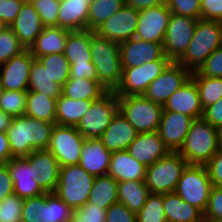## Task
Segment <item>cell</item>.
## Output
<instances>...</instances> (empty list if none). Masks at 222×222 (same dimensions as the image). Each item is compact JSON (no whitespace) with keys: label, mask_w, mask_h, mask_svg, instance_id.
<instances>
[{"label":"cell","mask_w":222,"mask_h":222,"mask_svg":"<svg viewBox=\"0 0 222 222\" xmlns=\"http://www.w3.org/2000/svg\"><path fill=\"white\" fill-rule=\"evenodd\" d=\"M54 123L26 115L12 117L6 131L12 157H26L34 150H47Z\"/></svg>","instance_id":"obj_1"},{"label":"cell","mask_w":222,"mask_h":222,"mask_svg":"<svg viewBox=\"0 0 222 222\" xmlns=\"http://www.w3.org/2000/svg\"><path fill=\"white\" fill-rule=\"evenodd\" d=\"M219 149V129L201 117L193 120L178 152L188 165H205Z\"/></svg>","instance_id":"obj_2"},{"label":"cell","mask_w":222,"mask_h":222,"mask_svg":"<svg viewBox=\"0 0 222 222\" xmlns=\"http://www.w3.org/2000/svg\"><path fill=\"white\" fill-rule=\"evenodd\" d=\"M221 45L222 22L198 19L192 40L177 63L191 73L198 71L207 57Z\"/></svg>","instance_id":"obj_3"},{"label":"cell","mask_w":222,"mask_h":222,"mask_svg":"<svg viewBox=\"0 0 222 222\" xmlns=\"http://www.w3.org/2000/svg\"><path fill=\"white\" fill-rule=\"evenodd\" d=\"M91 57L99 83L107 91H115L122 78V62L119 43L99 36L92 31Z\"/></svg>","instance_id":"obj_4"},{"label":"cell","mask_w":222,"mask_h":222,"mask_svg":"<svg viewBox=\"0 0 222 222\" xmlns=\"http://www.w3.org/2000/svg\"><path fill=\"white\" fill-rule=\"evenodd\" d=\"M188 162L179 152H169L146 167L145 184L149 193L175 192L178 181Z\"/></svg>","instance_id":"obj_5"},{"label":"cell","mask_w":222,"mask_h":222,"mask_svg":"<svg viewBox=\"0 0 222 222\" xmlns=\"http://www.w3.org/2000/svg\"><path fill=\"white\" fill-rule=\"evenodd\" d=\"M94 180L79 164L60 167L54 193L75 211L88 202Z\"/></svg>","instance_id":"obj_6"},{"label":"cell","mask_w":222,"mask_h":222,"mask_svg":"<svg viewBox=\"0 0 222 222\" xmlns=\"http://www.w3.org/2000/svg\"><path fill=\"white\" fill-rule=\"evenodd\" d=\"M118 98V110L135 128L138 134L158 131L163 106L144 95Z\"/></svg>","instance_id":"obj_7"},{"label":"cell","mask_w":222,"mask_h":222,"mask_svg":"<svg viewBox=\"0 0 222 222\" xmlns=\"http://www.w3.org/2000/svg\"><path fill=\"white\" fill-rule=\"evenodd\" d=\"M91 30L71 31L65 44L64 55L70 63V77L98 81L91 57Z\"/></svg>","instance_id":"obj_8"},{"label":"cell","mask_w":222,"mask_h":222,"mask_svg":"<svg viewBox=\"0 0 222 222\" xmlns=\"http://www.w3.org/2000/svg\"><path fill=\"white\" fill-rule=\"evenodd\" d=\"M74 210L54 192L24 199L22 222H67Z\"/></svg>","instance_id":"obj_9"},{"label":"cell","mask_w":222,"mask_h":222,"mask_svg":"<svg viewBox=\"0 0 222 222\" xmlns=\"http://www.w3.org/2000/svg\"><path fill=\"white\" fill-rule=\"evenodd\" d=\"M118 111L116 93L107 91L99 99L92 102L89 110L76 126L77 131L85 139L100 138Z\"/></svg>","instance_id":"obj_10"},{"label":"cell","mask_w":222,"mask_h":222,"mask_svg":"<svg viewBox=\"0 0 222 222\" xmlns=\"http://www.w3.org/2000/svg\"><path fill=\"white\" fill-rule=\"evenodd\" d=\"M212 187L213 184L205 165H187L181 174L175 192L185 202L204 213Z\"/></svg>","instance_id":"obj_11"},{"label":"cell","mask_w":222,"mask_h":222,"mask_svg":"<svg viewBox=\"0 0 222 222\" xmlns=\"http://www.w3.org/2000/svg\"><path fill=\"white\" fill-rule=\"evenodd\" d=\"M85 138L76 127L54 124L47 148L57 159L60 167L79 163Z\"/></svg>","instance_id":"obj_12"},{"label":"cell","mask_w":222,"mask_h":222,"mask_svg":"<svg viewBox=\"0 0 222 222\" xmlns=\"http://www.w3.org/2000/svg\"><path fill=\"white\" fill-rule=\"evenodd\" d=\"M171 60L145 62L133 68H123L119 86L114 91L117 97L143 95L154 81L171 63Z\"/></svg>","instance_id":"obj_13"},{"label":"cell","mask_w":222,"mask_h":222,"mask_svg":"<svg viewBox=\"0 0 222 222\" xmlns=\"http://www.w3.org/2000/svg\"><path fill=\"white\" fill-rule=\"evenodd\" d=\"M198 19L171 13L163 40L165 55L177 62L192 40Z\"/></svg>","instance_id":"obj_14"},{"label":"cell","mask_w":222,"mask_h":222,"mask_svg":"<svg viewBox=\"0 0 222 222\" xmlns=\"http://www.w3.org/2000/svg\"><path fill=\"white\" fill-rule=\"evenodd\" d=\"M191 72L177 62H171L167 68L152 81L143 94L154 103L164 105L168 98L183 86L190 78Z\"/></svg>","instance_id":"obj_15"},{"label":"cell","mask_w":222,"mask_h":222,"mask_svg":"<svg viewBox=\"0 0 222 222\" xmlns=\"http://www.w3.org/2000/svg\"><path fill=\"white\" fill-rule=\"evenodd\" d=\"M138 17L139 10L125 4L95 32L103 38L120 44L135 36Z\"/></svg>","instance_id":"obj_16"},{"label":"cell","mask_w":222,"mask_h":222,"mask_svg":"<svg viewBox=\"0 0 222 222\" xmlns=\"http://www.w3.org/2000/svg\"><path fill=\"white\" fill-rule=\"evenodd\" d=\"M170 14L166 3L139 10L134 37L147 42L163 43Z\"/></svg>","instance_id":"obj_17"},{"label":"cell","mask_w":222,"mask_h":222,"mask_svg":"<svg viewBox=\"0 0 222 222\" xmlns=\"http://www.w3.org/2000/svg\"><path fill=\"white\" fill-rule=\"evenodd\" d=\"M119 45L122 68H133L155 60H170L165 55L163 43L147 42L132 37Z\"/></svg>","instance_id":"obj_18"},{"label":"cell","mask_w":222,"mask_h":222,"mask_svg":"<svg viewBox=\"0 0 222 222\" xmlns=\"http://www.w3.org/2000/svg\"><path fill=\"white\" fill-rule=\"evenodd\" d=\"M34 59L30 49H25L0 65V80L4 90H28L30 67Z\"/></svg>","instance_id":"obj_19"},{"label":"cell","mask_w":222,"mask_h":222,"mask_svg":"<svg viewBox=\"0 0 222 222\" xmlns=\"http://www.w3.org/2000/svg\"><path fill=\"white\" fill-rule=\"evenodd\" d=\"M193 120L185 114L162 110L158 133L169 151H179Z\"/></svg>","instance_id":"obj_20"},{"label":"cell","mask_w":222,"mask_h":222,"mask_svg":"<svg viewBox=\"0 0 222 222\" xmlns=\"http://www.w3.org/2000/svg\"><path fill=\"white\" fill-rule=\"evenodd\" d=\"M7 165L14 184V194L26 199L46 193L36 181L33 164L27 157H13Z\"/></svg>","instance_id":"obj_21"},{"label":"cell","mask_w":222,"mask_h":222,"mask_svg":"<svg viewBox=\"0 0 222 222\" xmlns=\"http://www.w3.org/2000/svg\"><path fill=\"white\" fill-rule=\"evenodd\" d=\"M163 110L185 114L193 119L202 117L203 107L197 85L192 77L168 98L163 105Z\"/></svg>","instance_id":"obj_22"},{"label":"cell","mask_w":222,"mask_h":222,"mask_svg":"<svg viewBox=\"0 0 222 222\" xmlns=\"http://www.w3.org/2000/svg\"><path fill=\"white\" fill-rule=\"evenodd\" d=\"M126 151L146 167L170 152L158 131L138 134Z\"/></svg>","instance_id":"obj_23"},{"label":"cell","mask_w":222,"mask_h":222,"mask_svg":"<svg viewBox=\"0 0 222 222\" xmlns=\"http://www.w3.org/2000/svg\"><path fill=\"white\" fill-rule=\"evenodd\" d=\"M33 164L36 181L47 193L55 192L60 173V165L53 154L48 150H34L26 156Z\"/></svg>","instance_id":"obj_24"},{"label":"cell","mask_w":222,"mask_h":222,"mask_svg":"<svg viewBox=\"0 0 222 222\" xmlns=\"http://www.w3.org/2000/svg\"><path fill=\"white\" fill-rule=\"evenodd\" d=\"M10 28L17 35L24 48L30 49L43 31L44 25L34 6L30 1H25Z\"/></svg>","instance_id":"obj_25"},{"label":"cell","mask_w":222,"mask_h":222,"mask_svg":"<svg viewBox=\"0 0 222 222\" xmlns=\"http://www.w3.org/2000/svg\"><path fill=\"white\" fill-rule=\"evenodd\" d=\"M137 135L135 128L118 111L99 139L106 149L113 153L127 150Z\"/></svg>","instance_id":"obj_26"},{"label":"cell","mask_w":222,"mask_h":222,"mask_svg":"<svg viewBox=\"0 0 222 222\" xmlns=\"http://www.w3.org/2000/svg\"><path fill=\"white\" fill-rule=\"evenodd\" d=\"M111 154L99 138L85 139L78 164L94 177L106 175Z\"/></svg>","instance_id":"obj_27"},{"label":"cell","mask_w":222,"mask_h":222,"mask_svg":"<svg viewBox=\"0 0 222 222\" xmlns=\"http://www.w3.org/2000/svg\"><path fill=\"white\" fill-rule=\"evenodd\" d=\"M91 1L60 0L58 26L70 31L88 29V13Z\"/></svg>","instance_id":"obj_28"},{"label":"cell","mask_w":222,"mask_h":222,"mask_svg":"<svg viewBox=\"0 0 222 222\" xmlns=\"http://www.w3.org/2000/svg\"><path fill=\"white\" fill-rule=\"evenodd\" d=\"M118 182L144 181L146 166L138 162L126 150L111 154L109 170L107 173Z\"/></svg>","instance_id":"obj_29"},{"label":"cell","mask_w":222,"mask_h":222,"mask_svg":"<svg viewBox=\"0 0 222 222\" xmlns=\"http://www.w3.org/2000/svg\"><path fill=\"white\" fill-rule=\"evenodd\" d=\"M163 206L167 222H204L203 212L176 192L163 194Z\"/></svg>","instance_id":"obj_30"},{"label":"cell","mask_w":222,"mask_h":222,"mask_svg":"<svg viewBox=\"0 0 222 222\" xmlns=\"http://www.w3.org/2000/svg\"><path fill=\"white\" fill-rule=\"evenodd\" d=\"M70 32L59 26L44 27L35 43L30 47L32 56L36 59L44 55L64 53Z\"/></svg>","instance_id":"obj_31"},{"label":"cell","mask_w":222,"mask_h":222,"mask_svg":"<svg viewBox=\"0 0 222 222\" xmlns=\"http://www.w3.org/2000/svg\"><path fill=\"white\" fill-rule=\"evenodd\" d=\"M95 100H74L61 95L56 103V124L76 127Z\"/></svg>","instance_id":"obj_32"},{"label":"cell","mask_w":222,"mask_h":222,"mask_svg":"<svg viewBox=\"0 0 222 222\" xmlns=\"http://www.w3.org/2000/svg\"><path fill=\"white\" fill-rule=\"evenodd\" d=\"M118 202V181L108 174L95 177L88 202L108 209L112 204Z\"/></svg>","instance_id":"obj_33"},{"label":"cell","mask_w":222,"mask_h":222,"mask_svg":"<svg viewBox=\"0 0 222 222\" xmlns=\"http://www.w3.org/2000/svg\"><path fill=\"white\" fill-rule=\"evenodd\" d=\"M25 115L33 119L56 124L57 99L36 91H27Z\"/></svg>","instance_id":"obj_34"},{"label":"cell","mask_w":222,"mask_h":222,"mask_svg":"<svg viewBox=\"0 0 222 222\" xmlns=\"http://www.w3.org/2000/svg\"><path fill=\"white\" fill-rule=\"evenodd\" d=\"M148 195L149 190L144 181L118 182V202L135 214L142 209Z\"/></svg>","instance_id":"obj_35"},{"label":"cell","mask_w":222,"mask_h":222,"mask_svg":"<svg viewBox=\"0 0 222 222\" xmlns=\"http://www.w3.org/2000/svg\"><path fill=\"white\" fill-rule=\"evenodd\" d=\"M107 90L99 83L90 79H75L69 77L62 86V95L74 100H97Z\"/></svg>","instance_id":"obj_36"},{"label":"cell","mask_w":222,"mask_h":222,"mask_svg":"<svg viewBox=\"0 0 222 222\" xmlns=\"http://www.w3.org/2000/svg\"><path fill=\"white\" fill-rule=\"evenodd\" d=\"M27 91L40 92L54 99H58L62 95V87L52 82L47 71L37 59L33 60L30 67Z\"/></svg>","instance_id":"obj_37"},{"label":"cell","mask_w":222,"mask_h":222,"mask_svg":"<svg viewBox=\"0 0 222 222\" xmlns=\"http://www.w3.org/2000/svg\"><path fill=\"white\" fill-rule=\"evenodd\" d=\"M125 5V0H92L89 5L88 30L95 31Z\"/></svg>","instance_id":"obj_38"},{"label":"cell","mask_w":222,"mask_h":222,"mask_svg":"<svg viewBox=\"0 0 222 222\" xmlns=\"http://www.w3.org/2000/svg\"><path fill=\"white\" fill-rule=\"evenodd\" d=\"M36 59L47 71V74L51 78L52 82L62 87L69 79L70 63L64 53L44 55Z\"/></svg>","instance_id":"obj_39"},{"label":"cell","mask_w":222,"mask_h":222,"mask_svg":"<svg viewBox=\"0 0 222 222\" xmlns=\"http://www.w3.org/2000/svg\"><path fill=\"white\" fill-rule=\"evenodd\" d=\"M191 77L197 85L203 109L222 98V78L205 77L198 71L192 72Z\"/></svg>","instance_id":"obj_40"},{"label":"cell","mask_w":222,"mask_h":222,"mask_svg":"<svg viewBox=\"0 0 222 222\" xmlns=\"http://www.w3.org/2000/svg\"><path fill=\"white\" fill-rule=\"evenodd\" d=\"M136 222H167L163 194L149 193L144 206L136 213Z\"/></svg>","instance_id":"obj_41"},{"label":"cell","mask_w":222,"mask_h":222,"mask_svg":"<svg viewBox=\"0 0 222 222\" xmlns=\"http://www.w3.org/2000/svg\"><path fill=\"white\" fill-rule=\"evenodd\" d=\"M27 91L4 90L0 99V109L11 117L25 115Z\"/></svg>","instance_id":"obj_42"},{"label":"cell","mask_w":222,"mask_h":222,"mask_svg":"<svg viewBox=\"0 0 222 222\" xmlns=\"http://www.w3.org/2000/svg\"><path fill=\"white\" fill-rule=\"evenodd\" d=\"M24 50V46L10 27L0 33V65Z\"/></svg>","instance_id":"obj_43"},{"label":"cell","mask_w":222,"mask_h":222,"mask_svg":"<svg viewBox=\"0 0 222 222\" xmlns=\"http://www.w3.org/2000/svg\"><path fill=\"white\" fill-rule=\"evenodd\" d=\"M44 27L58 26L60 0H29Z\"/></svg>","instance_id":"obj_44"},{"label":"cell","mask_w":222,"mask_h":222,"mask_svg":"<svg viewBox=\"0 0 222 222\" xmlns=\"http://www.w3.org/2000/svg\"><path fill=\"white\" fill-rule=\"evenodd\" d=\"M23 203L14 193L0 201V222H22Z\"/></svg>","instance_id":"obj_45"},{"label":"cell","mask_w":222,"mask_h":222,"mask_svg":"<svg viewBox=\"0 0 222 222\" xmlns=\"http://www.w3.org/2000/svg\"><path fill=\"white\" fill-rule=\"evenodd\" d=\"M171 13L201 19V0H165Z\"/></svg>","instance_id":"obj_46"},{"label":"cell","mask_w":222,"mask_h":222,"mask_svg":"<svg viewBox=\"0 0 222 222\" xmlns=\"http://www.w3.org/2000/svg\"><path fill=\"white\" fill-rule=\"evenodd\" d=\"M203 216L204 222L222 221V188L212 187Z\"/></svg>","instance_id":"obj_47"},{"label":"cell","mask_w":222,"mask_h":222,"mask_svg":"<svg viewBox=\"0 0 222 222\" xmlns=\"http://www.w3.org/2000/svg\"><path fill=\"white\" fill-rule=\"evenodd\" d=\"M198 72L205 77L222 78V45L207 57Z\"/></svg>","instance_id":"obj_48"},{"label":"cell","mask_w":222,"mask_h":222,"mask_svg":"<svg viewBox=\"0 0 222 222\" xmlns=\"http://www.w3.org/2000/svg\"><path fill=\"white\" fill-rule=\"evenodd\" d=\"M105 222H136V214L117 202L106 210Z\"/></svg>","instance_id":"obj_49"},{"label":"cell","mask_w":222,"mask_h":222,"mask_svg":"<svg viewBox=\"0 0 222 222\" xmlns=\"http://www.w3.org/2000/svg\"><path fill=\"white\" fill-rule=\"evenodd\" d=\"M74 213L83 222H105L106 209L99 208V206L92 203H86L84 206L76 209Z\"/></svg>","instance_id":"obj_50"},{"label":"cell","mask_w":222,"mask_h":222,"mask_svg":"<svg viewBox=\"0 0 222 222\" xmlns=\"http://www.w3.org/2000/svg\"><path fill=\"white\" fill-rule=\"evenodd\" d=\"M25 0H0V20L10 27Z\"/></svg>","instance_id":"obj_51"},{"label":"cell","mask_w":222,"mask_h":222,"mask_svg":"<svg viewBox=\"0 0 222 222\" xmlns=\"http://www.w3.org/2000/svg\"><path fill=\"white\" fill-rule=\"evenodd\" d=\"M213 186L222 188V150L219 149L215 155L205 164Z\"/></svg>","instance_id":"obj_52"},{"label":"cell","mask_w":222,"mask_h":222,"mask_svg":"<svg viewBox=\"0 0 222 222\" xmlns=\"http://www.w3.org/2000/svg\"><path fill=\"white\" fill-rule=\"evenodd\" d=\"M201 19L222 22V0H201Z\"/></svg>","instance_id":"obj_53"},{"label":"cell","mask_w":222,"mask_h":222,"mask_svg":"<svg viewBox=\"0 0 222 222\" xmlns=\"http://www.w3.org/2000/svg\"><path fill=\"white\" fill-rule=\"evenodd\" d=\"M202 118L217 129L222 128V98L203 109Z\"/></svg>","instance_id":"obj_54"},{"label":"cell","mask_w":222,"mask_h":222,"mask_svg":"<svg viewBox=\"0 0 222 222\" xmlns=\"http://www.w3.org/2000/svg\"><path fill=\"white\" fill-rule=\"evenodd\" d=\"M14 193V184L8 165L0 164V201Z\"/></svg>","instance_id":"obj_55"},{"label":"cell","mask_w":222,"mask_h":222,"mask_svg":"<svg viewBox=\"0 0 222 222\" xmlns=\"http://www.w3.org/2000/svg\"><path fill=\"white\" fill-rule=\"evenodd\" d=\"M12 158L7 133L0 132V164H7Z\"/></svg>","instance_id":"obj_56"},{"label":"cell","mask_w":222,"mask_h":222,"mask_svg":"<svg viewBox=\"0 0 222 222\" xmlns=\"http://www.w3.org/2000/svg\"><path fill=\"white\" fill-rule=\"evenodd\" d=\"M165 3V0H125V4L137 10L151 8Z\"/></svg>","instance_id":"obj_57"},{"label":"cell","mask_w":222,"mask_h":222,"mask_svg":"<svg viewBox=\"0 0 222 222\" xmlns=\"http://www.w3.org/2000/svg\"><path fill=\"white\" fill-rule=\"evenodd\" d=\"M12 117L0 109V132H6L10 126Z\"/></svg>","instance_id":"obj_58"},{"label":"cell","mask_w":222,"mask_h":222,"mask_svg":"<svg viewBox=\"0 0 222 222\" xmlns=\"http://www.w3.org/2000/svg\"><path fill=\"white\" fill-rule=\"evenodd\" d=\"M67 222H83L80 218L74 213Z\"/></svg>","instance_id":"obj_59"},{"label":"cell","mask_w":222,"mask_h":222,"mask_svg":"<svg viewBox=\"0 0 222 222\" xmlns=\"http://www.w3.org/2000/svg\"><path fill=\"white\" fill-rule=\"evenodd\" d=\"M219 147L222 150V128L219 129Z\"/></svg>","instance_id":"obj_60"},{"label":"cell","mask_w":222,"mask_h":222,"mask_svg":"<svg viewBox=\"0 0 222 222\" xmlns=\"http://www.w3.org/2000/svg\"><path fill=\"white\" fill-rule=\"evenodd\" d=\"M6 28H7V25L3 21L0 20V33L4 31Z\"/></svg>","instance_id":"obj_61"},{"label":"cell","mask_w":222,"mask_h":222,"mask_svg":"<svg viewBox=\"0 0 222 222\" xmlns=\"http://www.w3.org/2000/svg\"><path fill=\"white\" fill-rule=\"evenodd\" d=\"M3 92H4V88H3V85L1 84V80H0V99L2 97Z\"/></svg>","instance_id":"obj_62"}]
</instances>
